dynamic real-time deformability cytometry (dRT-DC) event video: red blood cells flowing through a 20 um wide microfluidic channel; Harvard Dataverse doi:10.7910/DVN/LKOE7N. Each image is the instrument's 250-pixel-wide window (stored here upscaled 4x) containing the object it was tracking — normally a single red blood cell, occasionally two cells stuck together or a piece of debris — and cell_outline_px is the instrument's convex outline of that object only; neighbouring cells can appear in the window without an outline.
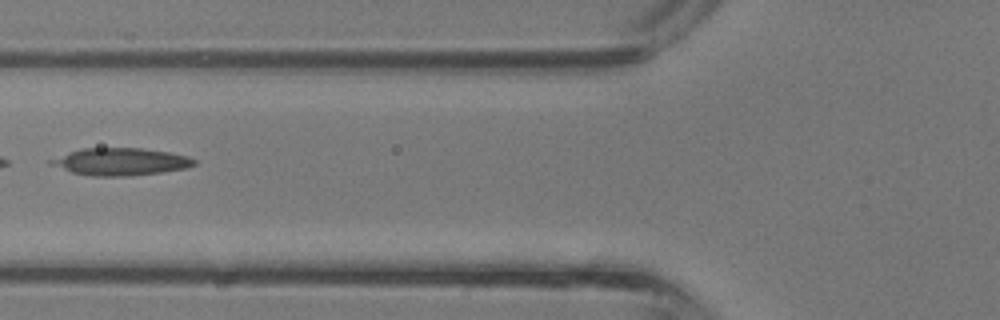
{"species": "common noctule bat (a hibernating species)", "species_latin": "Nyctalus noctula", "temperature_condition": "room temperature", "stored_images_in_passage": 25, "camera_frame_rate_fps": 3000, "um_per_image_px": 0.085, "animal": {"sex": "male", "body_mass_g": 13.3}, "frame": {"image": 1, "passage_image": 4, "time_ms": 1.0, "image_size_px": [1000, 320], "cell_outline_px": [[196, 164], [188, 168], [132, 176], [92, 176], [72, 172], [48, 164], [48, 160], [80, 148], [140, 148], [168, 152], [188, 156], [196, 160]], "centroid_in_image_um": [10.25, 13.74], "position_along_channel_um": 115.6, "area_um2": 22.83}}
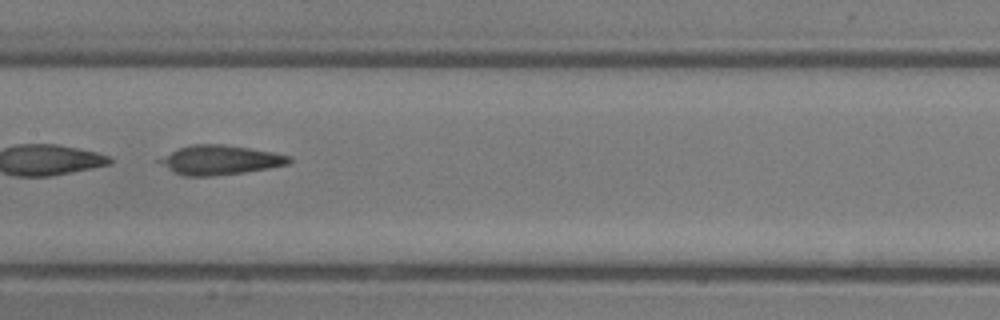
{"frame": {"image": 2, "passage_image": 8, "time_ms": 2.333, "image_size_px": [1000, 320], "cell_outline_px": [[292, 160], [288, 164], [268, 168], [244, 172], [212, 176], [184, 176], [172, 172], [156, 160], [180, 148], [192, 144], [220, 144], [248, 148], [272, 152], [292, 156]], "centroid_in_image_um": [18.71, 13.61], "position_along_channel_um": 188.7, "area_um2": 21.96}}
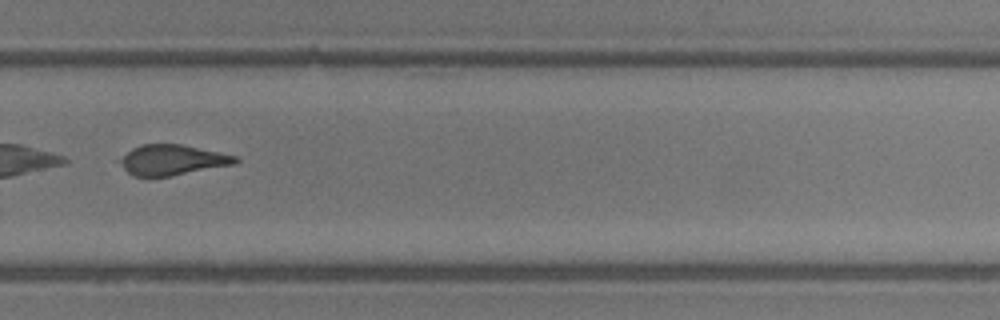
{"frame": {"image": 3, "passage_image": 15, "time_ms": 4.667, "image_size_px": [1000, 320], "cell_outline_px": [[240, 160], [236, 164], [172, 176], [132, 176], [116, 160], [132, 148], [140, 144], [180, 144], [236, 156]], "centroid_in_image_um": [14.61, 13.6], "position_along_channel_um": 315.2, "area_um2": 20.46}}